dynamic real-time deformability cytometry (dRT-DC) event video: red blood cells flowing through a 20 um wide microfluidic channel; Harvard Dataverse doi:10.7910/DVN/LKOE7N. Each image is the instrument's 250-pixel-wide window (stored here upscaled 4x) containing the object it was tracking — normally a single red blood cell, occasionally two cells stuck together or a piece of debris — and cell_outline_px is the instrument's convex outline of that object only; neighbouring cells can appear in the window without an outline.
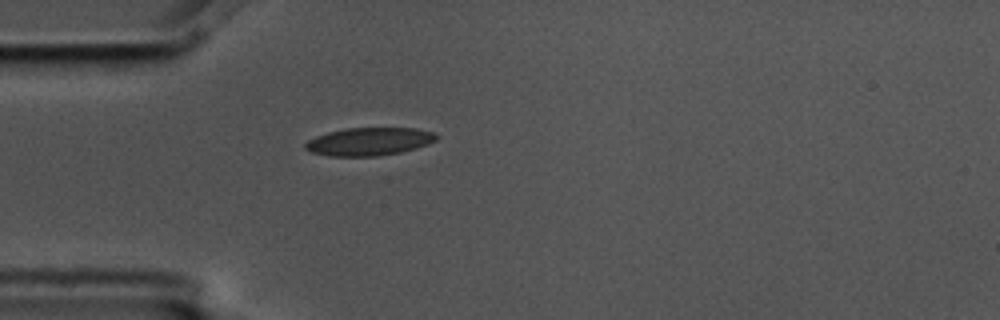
{"species": "common noctule bat (a hibernating species)", "species_latin": "Nyctalus noctula", "temperature_condition": "cold", "stored_images_in_passage": 1, "camera_frame_rate_fps": 3000, "um_per_image_px": 0.085, "animal": {"sex": "male", "body_mass_g": 17.5, "forearm_length_mm": 52.3}, "frame": {"image": 1, "passage_image": 1, "time_ms": 0.0, "image_size_px": [1000, 320], "cell_outline_px": [[440, 136], [436, 140], [428, 144], [416, 148], [400, 152], [376, 156], [328, 156], [312, 152], [304, 148], [304, 144], [308, 140], [316, 136], [328, 132], [348, 128], [416, 128], [436, 132]], "centroid_in_image_um": [31.41, 12.02], "position_along_channel_um": 53.6, "area_um2": 21.44}}